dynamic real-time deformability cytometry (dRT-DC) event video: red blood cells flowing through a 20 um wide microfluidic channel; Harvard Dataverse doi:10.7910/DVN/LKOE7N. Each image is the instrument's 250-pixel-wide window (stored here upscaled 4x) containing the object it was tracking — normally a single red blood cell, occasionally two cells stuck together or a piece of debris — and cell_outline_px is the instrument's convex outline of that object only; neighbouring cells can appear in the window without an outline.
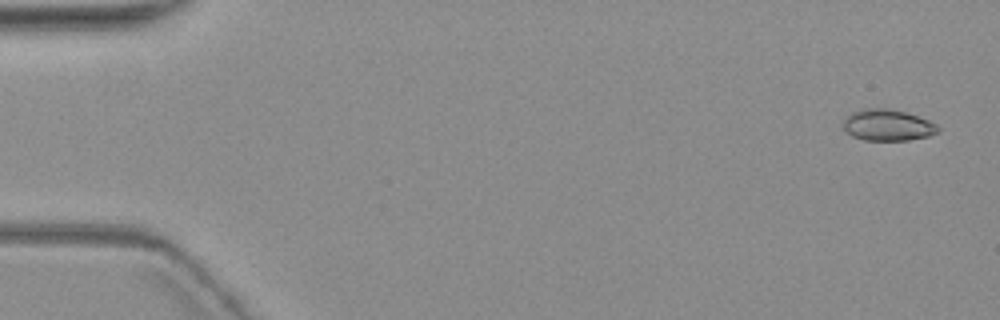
{"species": "common noctule bat (a hibernating species)", "species_latin": "Nyctalus noctula", "temperature_condition": "warm", "stored_images_in_passage": 6, "camera_frame_rate_fps": 3000, "um_per_image_px": 0.085, "animal": {"sex": "female", "body_mass_g": 19.3, "forearm_length_mm": 54.1}, "frame": {"image": 1, "passage_image": 1, "time_ms": 0.0, "image_size_px": [1000, 320], "cell_outline_px": [[940, 132], [928, 136], [908, 140], [864, 140], [852, 136], [844, 128], [844, 120], [852, 112], [864, 108], [888, 108], [904, 112], [928, 120], [936, 124], [940, 128]], "centroid_in_image_um": [75.47, 10.64], "position_along_channel_um": 9.5, "area_um2": 17.17}}
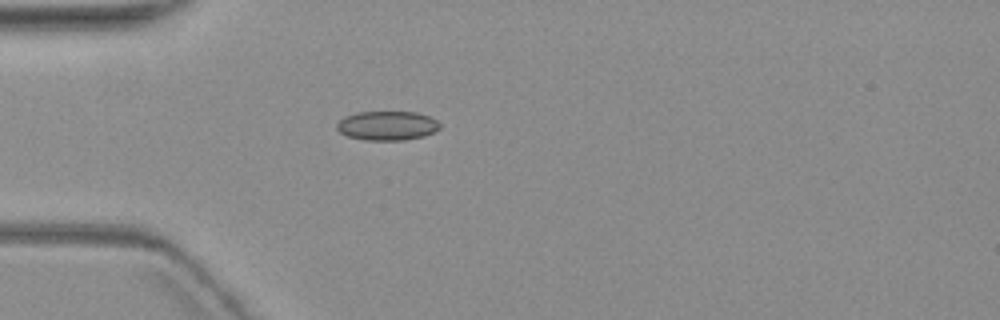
{"frame": {"image": 2, "passage_image": 5, "time_ms": 5.0, "image_size_px": [1000, 320], "cell_outline_px": [[440, 128], [436, 132], [424, 136], [404, 140], [364, 140], [348, 136], [340, 132], [336, 128], [336, 124], [344, 116], [356, 112], [416, 112], [428, 116], [436, 120], [440, 124]], "centroid_in_image_um": [32.91, 10.68], "position_along_channel_um": 52.1, "area_um2": 17.63}}